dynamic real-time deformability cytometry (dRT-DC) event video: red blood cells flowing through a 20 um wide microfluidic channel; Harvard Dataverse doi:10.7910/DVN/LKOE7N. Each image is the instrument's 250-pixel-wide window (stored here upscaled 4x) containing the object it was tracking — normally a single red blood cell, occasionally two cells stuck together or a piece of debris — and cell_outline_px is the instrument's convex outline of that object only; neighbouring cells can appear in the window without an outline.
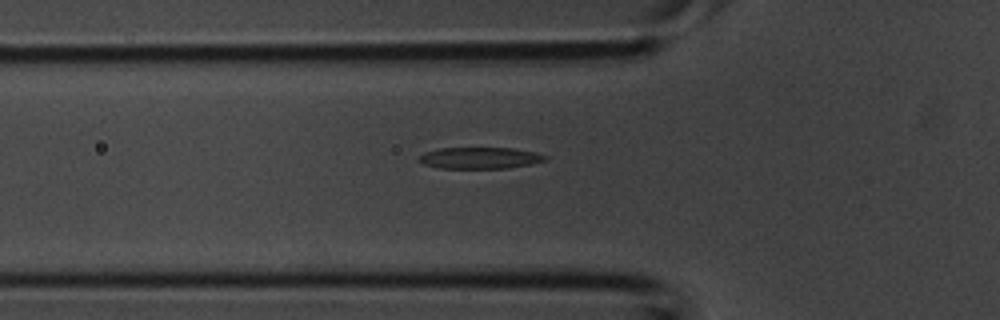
{"species": "common noctule bat (a hibernating species)", "species_latin": "Nyctalus noctula", "temperature_condition": "room temperature", "stored_images_in_passage": 5, "camera_frame_rate_fps": 3000, "um_per_image_px": 0.085, "animal": {"sex": "male", "body_mass_g": 20.1, "forearm_length_mm": 53.5}, "frame": {"image": 1, "passage_image": 5, "time_ms": 1.333, "image_size_px": [1000, 320], "cell_outline_px": [[548, 160], [532, 164], [508, 168], [440, 168], [424, 164], [416, 160], [424, 152], [440, 148], [512, 148], [536, 152], [548, 156]], "centroid_in_image_um": [40.82, 13.42], "position_along_channel_um": 85.0, "area_um2": 15.9}}